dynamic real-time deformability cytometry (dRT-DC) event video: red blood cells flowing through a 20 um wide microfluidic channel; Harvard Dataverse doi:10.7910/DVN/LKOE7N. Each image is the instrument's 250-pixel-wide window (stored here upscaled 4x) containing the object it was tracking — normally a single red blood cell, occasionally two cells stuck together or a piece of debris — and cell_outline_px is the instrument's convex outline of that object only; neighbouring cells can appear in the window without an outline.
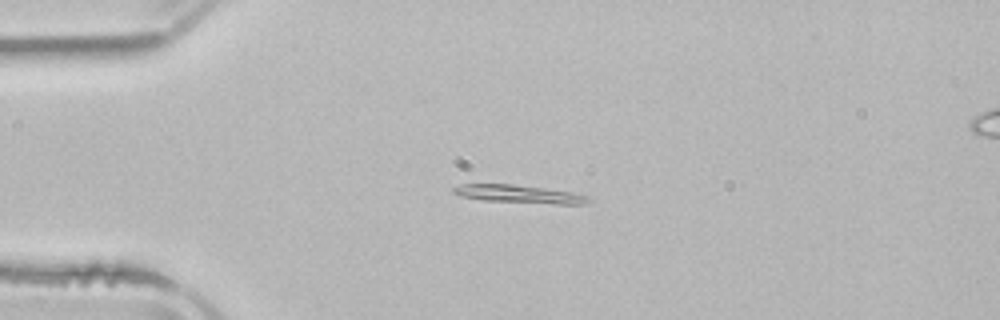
{"species": "common noctule bat (a hibernating species)", "species_latin": "Nyctalus noctula", "temperature_condition": "room temperature", "stored_images_in_passage": 4, "camera_frame_rate_fps": 3000, "um_per_image_px": 0.085, "animal": {"sex": "male", "body_mass_g": 21.5, "forearm_length_mm": 52.0}, "frame": {"image": 1, "passage_image": 2, "time_ms": 1.0, "image_size_px": [1000, 320], "cell_outline_px": [[592, 200], [584, 204], [556, 204], [484, 200], [460, 196], [452, 192], [452, 188], [460, 184], [512, 184], [572, 192], [588, 196]], "centroid_in_image_um": [44.12, 16.49], "position_along_channel_um": 40.9, "area_um2": 14.05}}
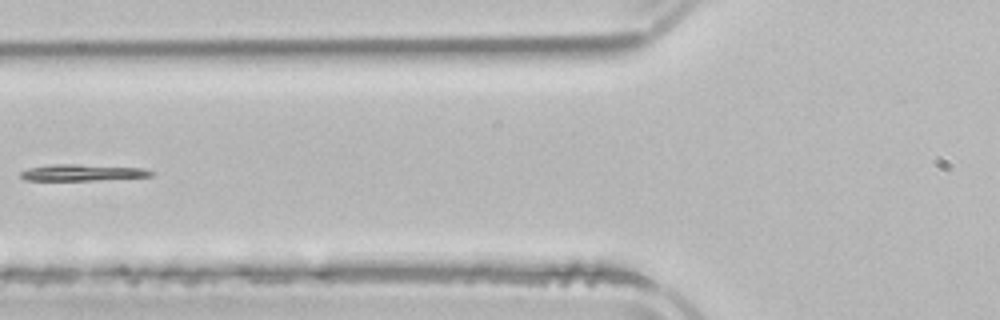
{"frame": {"image": 2, "passage_image": 4, "time_ms": 3.667, "image_size_px": [1000, 320], "cell_outline_px": [[152, 176], [96, 180], [24, 180], [20, 176], [20, 172], [28, 168], [52, 164], [80, 164], [144, 168], [152, 172]], "centroid_in_image_um": [6.96, 14.66], "position_along_channel_um": 118.8, "area_um2": 12.43}}